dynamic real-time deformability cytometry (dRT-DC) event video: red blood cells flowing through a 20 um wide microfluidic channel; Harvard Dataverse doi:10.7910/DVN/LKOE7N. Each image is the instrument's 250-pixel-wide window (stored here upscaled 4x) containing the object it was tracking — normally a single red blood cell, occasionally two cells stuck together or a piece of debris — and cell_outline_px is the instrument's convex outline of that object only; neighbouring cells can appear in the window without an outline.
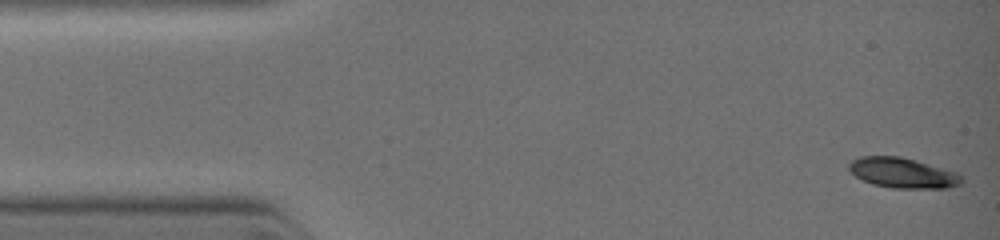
{"species": "common noctule bat (a hibernating species)", "species_latin": "Nyctalus noctula", "temperature_condition": "warm", "stored_images_in_passage": 52, "camera_frame_rate_fps": 3000, "um_per_image_px": 0.085, "animal": {"sex": "female", "body_mass_g": 19.0, "forearm_length_mm": 51.5}, "frame": {"image": 1, "passage_image": 1, "time_ms": 0.0, "image_size_px": [1000, 240], "cell_outline_px": [[964, 180], [960, 184], [944, 188], [892, 188], [872, 184], [856, 176], [848, 168], [848, 164], [852, 160], [860, 156], [900, 156], [916, 160], [956, 172]], "centroid_in_image_um": [76.71, 14.69], "position_along_channel_um": 8.3, "area_um2": 19.71}}
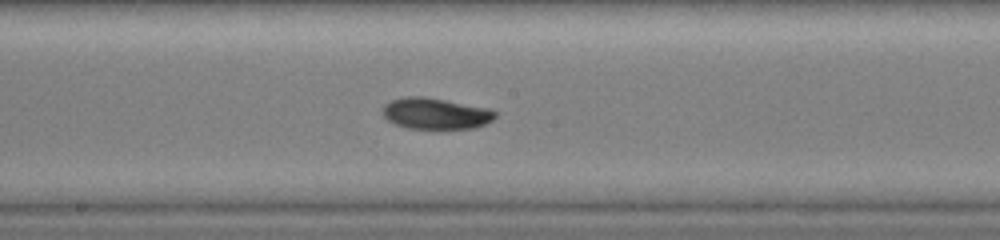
{"frame": {"image": 2, "passage_image": 29, "time_ms": 5.667, "image_size_px": [1000, 240], "cell_outline_px": [[496, 116], [492, 120], [476, 128], [408, 128], [396, 124], [388, 120], [380, 112], [384, 104], [392, 100], [404, 96], [424, 96], [492, 108], [496, 112]], "centroid_in_image_um": [37.03, 9.63], "position_along_channel_um": 211.2, "area_um2": 20.63}}
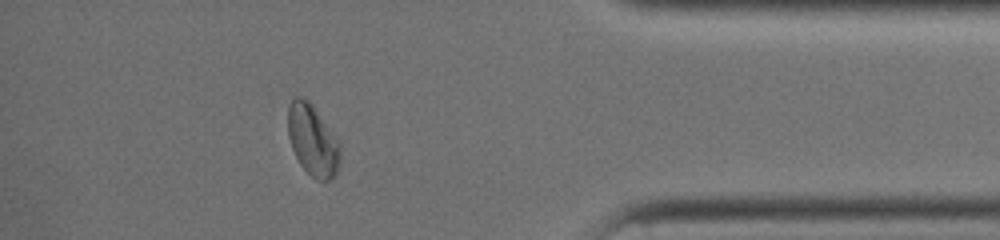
{"frame": {"image": 3, "passage_image": 45, "time_ms": 9.667, "image_size_px": [1000, 240], "cell_outline_px": [[340, 164], [336, 172], [328, 180], [316, 180], [300, 164], [292, 148], [288, 136], [288, 108], [292, 100], [296, 96], [300, 96], [308, 100], [340, 144]], "centroid_in_image_um": [26.56, 11.93], "position_along_channel_um": 408.6, "area_um2": 21.15}}